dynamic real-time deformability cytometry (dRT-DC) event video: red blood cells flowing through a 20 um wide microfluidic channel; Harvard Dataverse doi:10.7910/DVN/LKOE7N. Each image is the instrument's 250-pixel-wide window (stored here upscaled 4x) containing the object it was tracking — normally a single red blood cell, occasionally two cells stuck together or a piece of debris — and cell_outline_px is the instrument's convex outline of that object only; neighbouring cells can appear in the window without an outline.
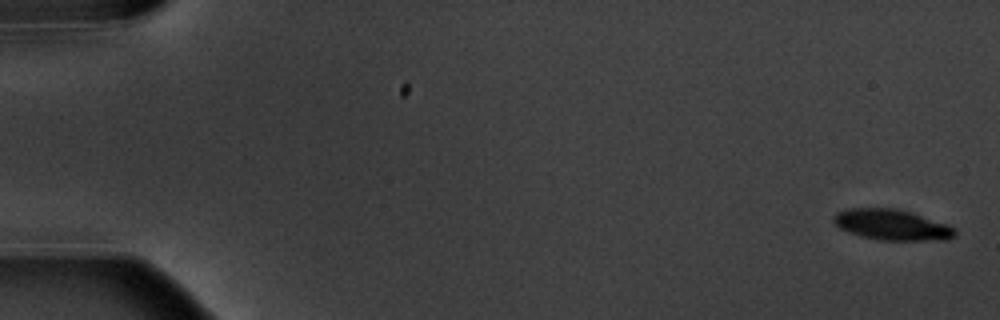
{"species": "common noctule bat (a hibernating species)", "species_latin": "Nyctalus noctula", "temperature_condition": "warm", "stored_images_in_passage": 6, "camera_frame_rate_fps": 3000, "um_per_image_px": 0.085, "animal": {"sex": "male", "body_mass_g": 20.1, "forearm_length_mm": 53.5}, "frame": {"image": 1, "passage_image": 1, "time_ms": 0.0, "image_size_px": [1000, 320], "cell_outline_px": [[956, 236], [944, 240], [880, 240], [860, 236], [848, 232], [840, 228], [832, 220], [832, 216], [836, 212], [848, 208], [896, 208], [912, 212], [948, 224], [956, 228]], "centroid_in_image_um": [75.82, 19.1], "position_along_channel_um": 9.2, "area_um2": 21.96}}
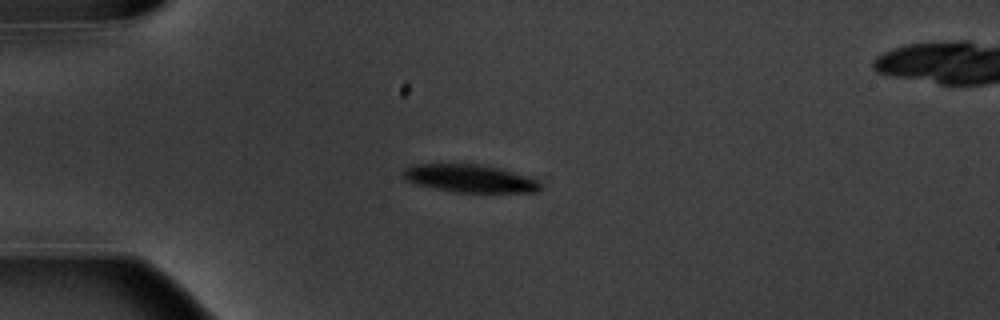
{"frame": {"image": 2, "passage_image": 4, "time_ms": 4.667, "image_size_px": [1000, 320], "cell_outline_px": [[544, 188], [540, 192], [456, 192], [416, 184], [408, 180], [400, 172], [404, 168], [412, 164], [480, 164], [500, 168], [528, 176], [540, 180], [544, 184]], "centroid_in_image_um": [40.02, 15.17], "position_along_channel_um": 45.0, "area_um2": 22.48}}
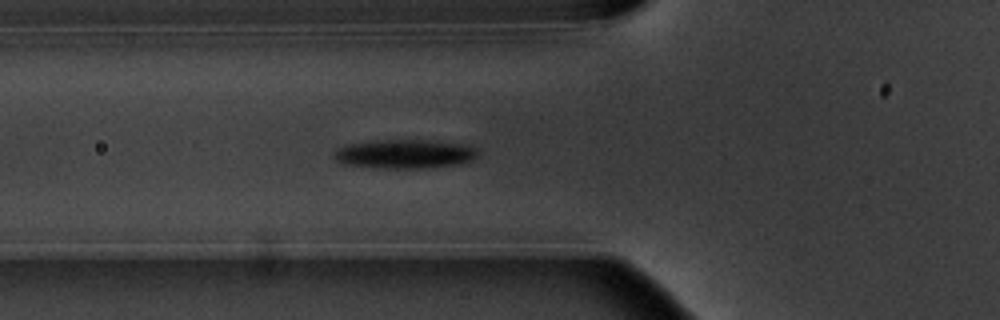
{"frame": {"image": 3, "passage_image": 6, "time_ms": 6.667, "image_size_px": [1000, 320], "cell_outline_px": [[480, 152], [472, 160], [460, 164], [424, 168], [380, 168], [340, 164], [332, 156], [332, 152], [336, 148], [344, 144], [388, 140], [420, 140], [460, 144], [476, 148]], "centroid_in_image_um": [34.32, 13.1], "position_along_channel_um": 91.5, "area_um2": 24.33}}